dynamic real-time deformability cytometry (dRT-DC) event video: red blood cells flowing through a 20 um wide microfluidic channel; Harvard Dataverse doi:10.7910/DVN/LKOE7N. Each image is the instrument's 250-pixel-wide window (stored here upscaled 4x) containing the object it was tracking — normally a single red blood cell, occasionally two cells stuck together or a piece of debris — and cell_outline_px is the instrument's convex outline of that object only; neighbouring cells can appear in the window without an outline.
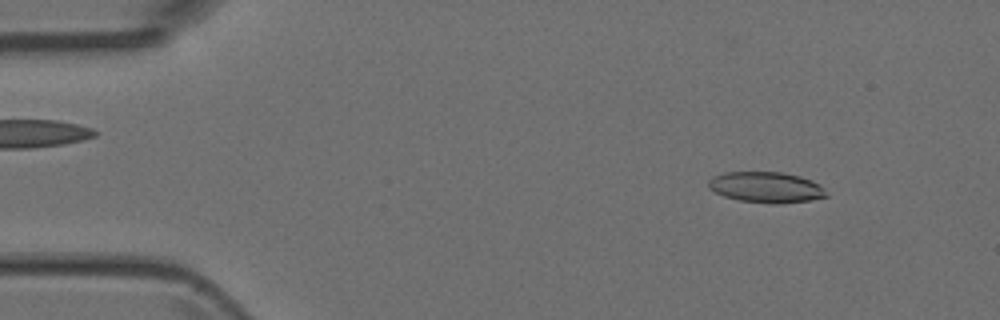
{"species": "Egyptian fruit bat (a non-hibernating species)", "species_latin": "Rousettus aegyptiacus", "temperature_condition": "room temperature", "stored_images_in_passage": 2, "camera_frame_rate_fps": 3000, "um_per_image_px": 0.085, "animal": {"sex": "female"}, "frame": {"image": 1, "passage_image": 1, "time_ms": 0.0, "image_size_px": [1000, 320], "cell_outline_px": [[828, 196], [812, 200], [780, 204], [772, 204], [740, 200], [724, 196], [708, 188], [708, 180], [712, 176], [724, 172], [784, 172], [800, 176], [812, 180], [820, 184]], "centroid_in_image_um": [65.12, 15.91], "position_along_channel_um": 19.9, "area_um2": 21.33}}